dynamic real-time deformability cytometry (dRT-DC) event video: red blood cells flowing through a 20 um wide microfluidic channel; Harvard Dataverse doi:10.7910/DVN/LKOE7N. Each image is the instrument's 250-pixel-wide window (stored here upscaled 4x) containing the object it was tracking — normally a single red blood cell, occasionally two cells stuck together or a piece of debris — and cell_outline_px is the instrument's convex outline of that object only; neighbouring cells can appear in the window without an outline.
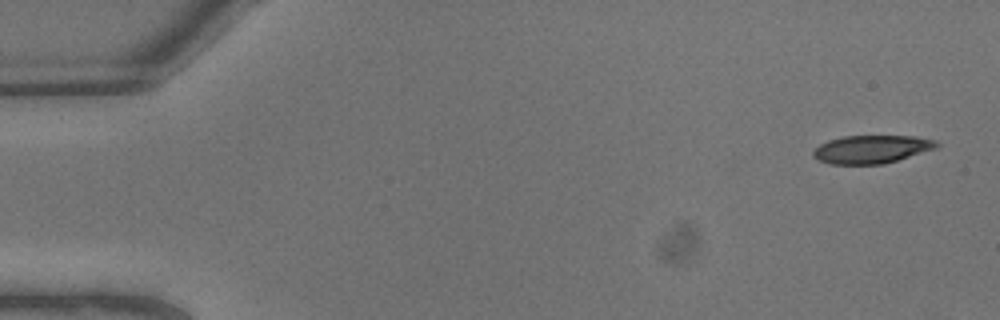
{"species": "common noctule bat (a hibernating species)", "species_latin": "Nyctalus noctula", "temperature_condition": "warm", "stored_images_in_passage": 9, "camera_frame_rate_fps": 3000, "um_per_image_px": 0.085, "animal": {"sex": "male", "body_mass_g": 13.3}, "frame": {"image": 1, "passage_image": 1, "time_ms": 0.0, "image_size_px": [1000, 320], "cell_outline_px": [[940, 144], [936, 148], [884, 164], [828, 164], [812, 156], [812, 152], [820, 144], [828, 140], [844, 136], [916, 136], [936, 140]], "centroid_in_image_um": [74.08, 12.68], "position_along_channel_um": 10.9, "area_um2": 20.17}}
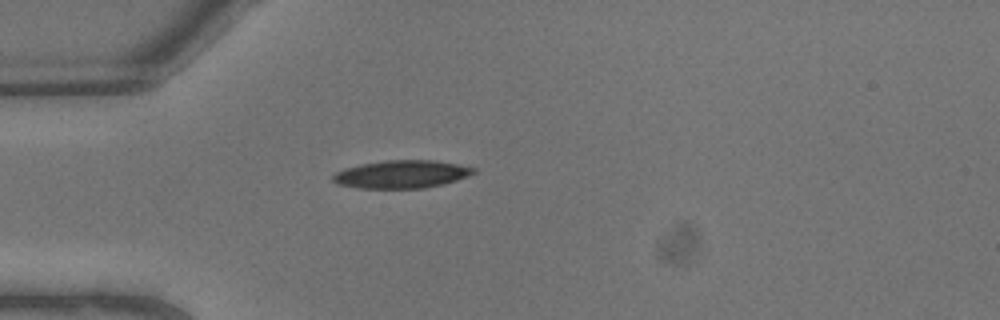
{"frame": {"image": 2, "passage_image": 6, "time_ms": 1.667, "image_size_px": [1000, 320], "cell_outline_px": [[476, 172], [468, 176], [444, 184], [424, 188], [356, 188], [336, 184], [332, 180], [332, 176], [336, 172], [344, 168], [360, 164], [388, 160], [432, 160], [456, 164], [476, 168]], "centroid_in_image_um": [34.1, 14.81], "position_along_channel_um": 50.9, "area_um2": 22.89}}
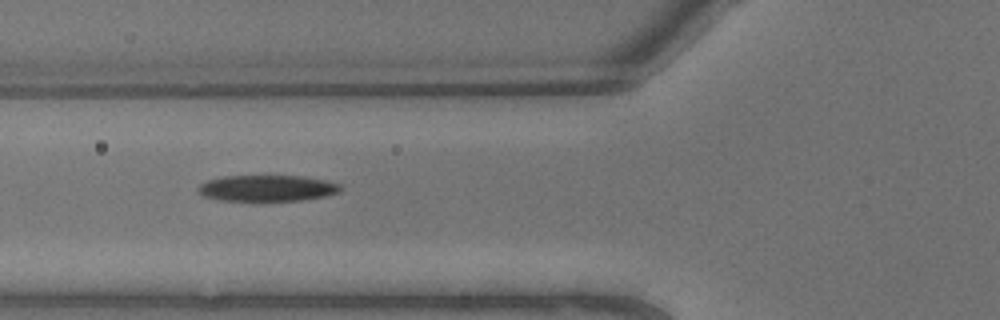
{"frame": {"image": 3, "passage_image": 8, "time_ms": 2.333, "image_size_px": [1000, 320], "cell_outline_px": [[344, 188], [340, 192], [328, 196], [300, 200], [264, 204], [220, 200], [200, 196], [196, 188], [200, 184], [208, 180], [224, 176], [300, 176], [324, 180], [340, 184]], "centroid_in_image_um": [22.68, 16.05], "position_along_channel_um": 103.1, "area_um2": 22.89}}